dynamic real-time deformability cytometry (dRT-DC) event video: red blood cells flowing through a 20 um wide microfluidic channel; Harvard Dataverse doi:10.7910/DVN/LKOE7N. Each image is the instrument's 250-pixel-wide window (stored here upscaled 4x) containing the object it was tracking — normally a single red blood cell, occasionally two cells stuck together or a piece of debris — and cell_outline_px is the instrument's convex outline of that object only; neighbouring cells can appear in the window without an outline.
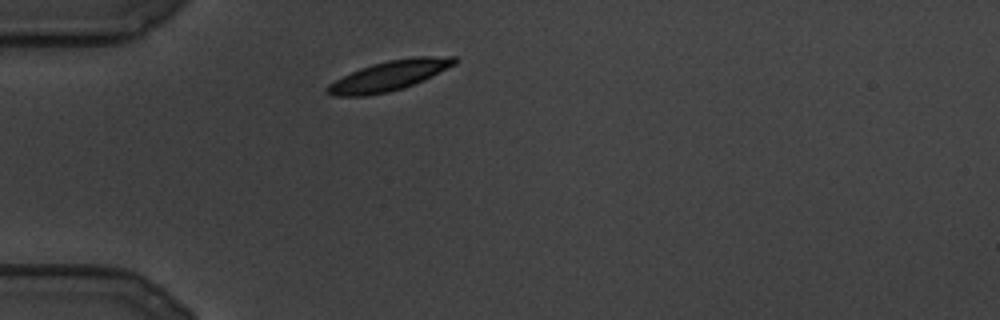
{"species": "common noctule bat (a hibernating species)", "species_latin": "Nyctalus noctula", "temperature_condition": "cold", "stored_images_in_passage": 81, "camera_frame_rate_fps": 3000, "um_per_image_px": 0.085, "animal": {"sex": "male", "body_mass_g": 19.5, "forearm_length_mm": 54.6}, "frame": {"image": 1, "passage_image": 1, "time_ms": 0.0, "image_size_px": [1000, 320], "cell_outline_px": [[456, 64], [424, 80], [404, 88], [388, 92], [368, 96], [332, 96], [324, 92], [324, 88], [328, 84], [360, 68], [372, 64], [388, 60], [416, 56], [456, 56]], "centroid_in_image_um": [33.07, 6.44], "position_along_channel_um": 51.9, "area_um2": 22.31}}
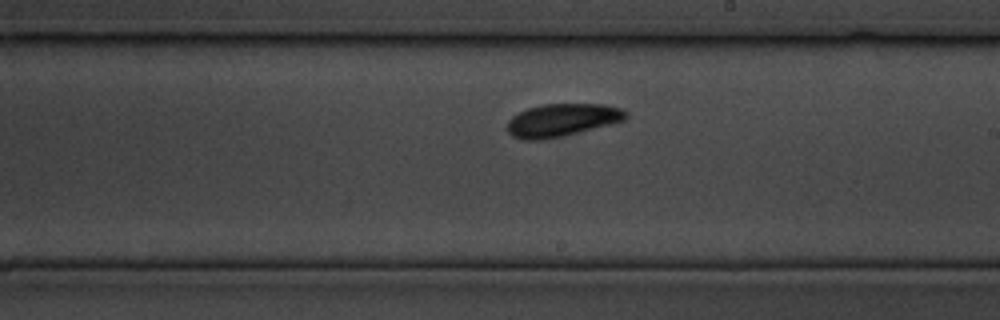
{"frame": {"image": 2, "passage_image": 35, "time_ms": 11.333, "image_size_px": [1000, 320], "cell_outline_px": [[628, 116], [624, 120], [560, 136], [540, 140], [524, 140], [512, 136], [508, 132], [508, 120], [512, 116], [528, 108], [544, 104], [604, 104], [620, 108], [628, 112]], "centroid_in_image_um": [47.75, 10.19], "position_along_channel_um": 241.3, "area_um2": 22.25}}
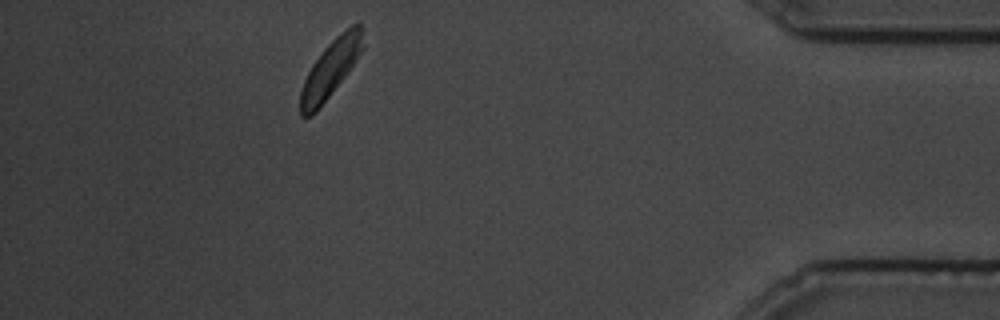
{"frame": {"image": 3, "passage_image": 70, "time_ms": 23.0, "image_size_px": [1000, 320], "cell_outline_px": [[364, 48], [344, 76], [316, 112], [312, 116], [300, 116], [300, 92], [304, 80], [312, 64], [324, 48], [340, 32], [352, 24], [360, 24]], "centroid_in_image_um": [28.07, 5.85], "position_along_channel_um": 407.1, "area_um2": 20.35}}